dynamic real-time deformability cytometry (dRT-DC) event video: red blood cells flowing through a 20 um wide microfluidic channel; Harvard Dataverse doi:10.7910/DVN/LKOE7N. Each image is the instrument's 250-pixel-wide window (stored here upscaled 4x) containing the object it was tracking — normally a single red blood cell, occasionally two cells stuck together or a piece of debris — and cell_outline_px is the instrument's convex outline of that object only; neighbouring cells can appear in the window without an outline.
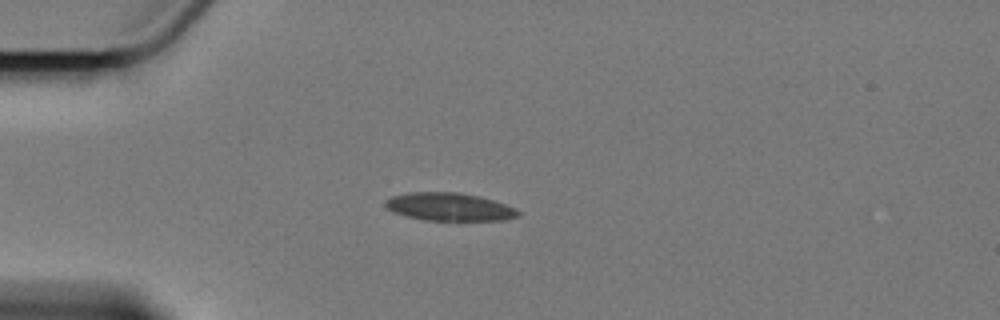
{"species": "Egyptian fruit bat (a non-hibernating species)", "species_latin": "Rousettus aegyptiacus", "temperature_condition": "cold", "stored_images_in_passage": 9, "camera_frame_rate_fps": 3000, "um_per_image_px": 0.085, "animal": {"sex": "female"}, "frame": {"image": 1, "passage_image": 3, "time_ms": 2.333, "image_size_px": [1000, 320], "cell_outline_px": [[520, 216], [504, 220], [424, 220], [404, 216], [388, 208], [384, 204], [384, 200], [392, 196], [408, 192], [456, 192], [480, 196], [516, 208], [520, 212]], "centroid_in_image_um": [38.19, 17.58], "position_along_channel_um": 46.8, "area_um2": 21.62}}
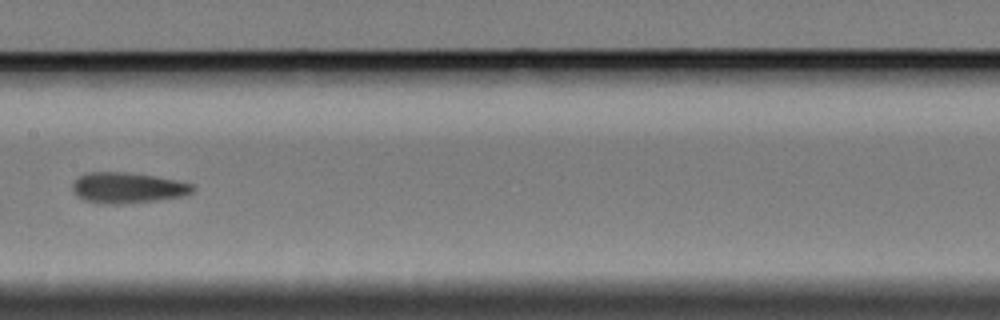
{"frame": {"image": 2, "passage_image": 7, "time_ms": 7.333, "image_size_px": [1000, 320], "cell_outline_px": [[196, 188], [192, 192], [184, 196], [156, 200], [120, 204], [104, 204], [84, 200], [72, 188], [72, 184], [84, 172], [124, 172], [156, 176], [176, 180], [192, 184]], "centroid_in_image_um": [10.87, 15.96], "position_along_channel_um": 196.5, "area_um2": 21.39}}
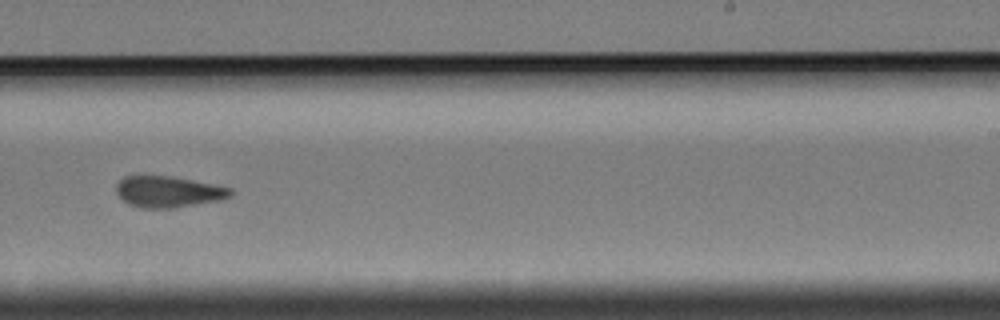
{"frame": {"image": 3, "passage_image": 9, "time_ms": 9.667, "image_size_px": [1000, 320], "cell_outline_px": [[232, 196], [224, 200], [176, 208], [144, 208], [128, 204], [116, 192], [116, 184], [124, 176], [172, 176], [232, 188]], "centroid_in_image_um": [14.35, 16.31], "position_along_channel_um": 274.7, "area_um2": 20.92}}